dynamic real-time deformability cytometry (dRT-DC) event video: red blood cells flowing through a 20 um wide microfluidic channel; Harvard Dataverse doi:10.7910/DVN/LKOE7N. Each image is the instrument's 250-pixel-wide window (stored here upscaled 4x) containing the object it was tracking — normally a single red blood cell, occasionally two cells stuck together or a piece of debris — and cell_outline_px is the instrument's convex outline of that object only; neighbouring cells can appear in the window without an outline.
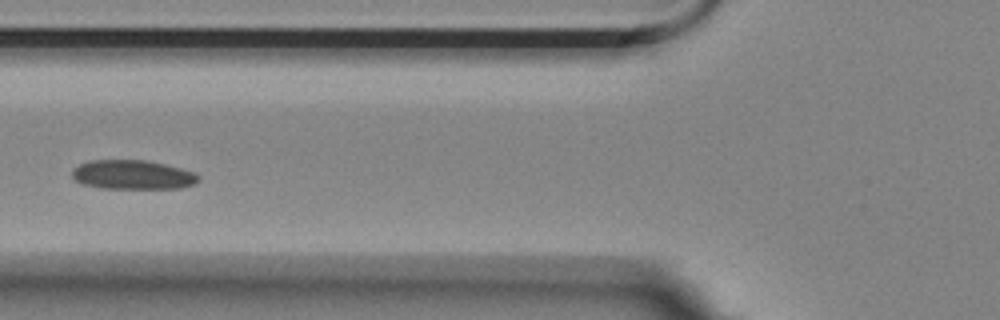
{"species": "Egyptian fruit bat (a non-hibernating species)", "species_latin": "Rousettus aegyptiacus", "temperature_condition": "room temperature", "stored_images_in_passage": 14, "camera_frame_rate_fps": 3000, "um_per_image_px": 0.085, "animal": {"sex": "female"}, "frame": {"image": 1, "passage_image": 5, "time_ms": 1.333, "image_size_px": [1000, 320], "cell_outline_px": [[200, 180], [192, 184], [180, 188], [100, 188], [80, 184], [72, 176], [72, 168], [88, 160], [144, 160], [164, 164], [196, 172], [200, 176]], "centroid_in_image_um": [11.25, 14.85], "position_along_channel_um": 114.5, "area_um2": 21.62}}
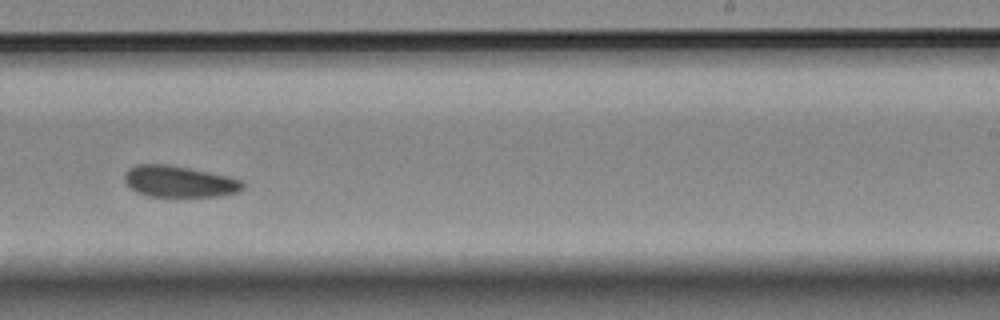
{"frame": {"image": 2, "passage_image": 9, "time_ms": 2.667, "image_size_px": [1000, 320], "cell_outline_px": [[244, 188], [240, 192], [220, 196], [148, 196], [136, 192], [128, 188], [124, 184], [124, 172], [128, 168], [136, 164], [168, 164], [228, 176], [240, 180], [244, 184]], "centroid_in_image_um": [15.18, 15.43], "position_along_channel_um": 273.8, "area_um2": 21.85}}
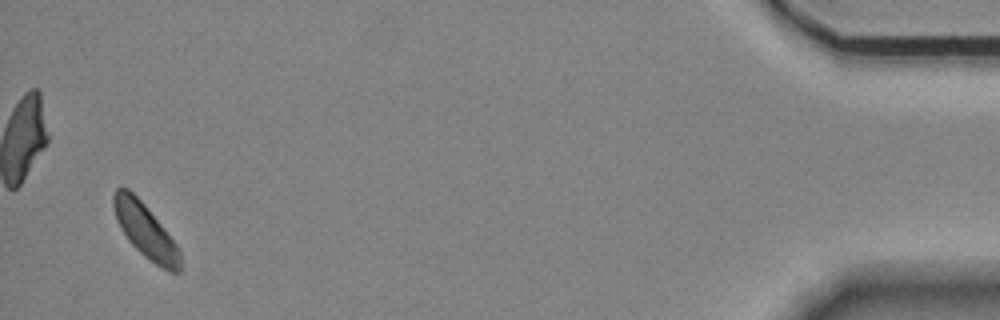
{"frame": {"image": 3, "passage_image": 14, "time_ms": 4.333, "image_size_px": [1000, 320], "cell_outline_px": [[180, 272], [172, 272], [156, 264], [144, 256], [128, 240], [116, 220], [112, 204], [112, 196], [116, 188], [120, 184], [128, 188], [144, 204], [180, 248]], "centroid_in_image_um": [12.32, 19.57], "position_along_channel_um": 422.9, "area_um2": 20.87}}